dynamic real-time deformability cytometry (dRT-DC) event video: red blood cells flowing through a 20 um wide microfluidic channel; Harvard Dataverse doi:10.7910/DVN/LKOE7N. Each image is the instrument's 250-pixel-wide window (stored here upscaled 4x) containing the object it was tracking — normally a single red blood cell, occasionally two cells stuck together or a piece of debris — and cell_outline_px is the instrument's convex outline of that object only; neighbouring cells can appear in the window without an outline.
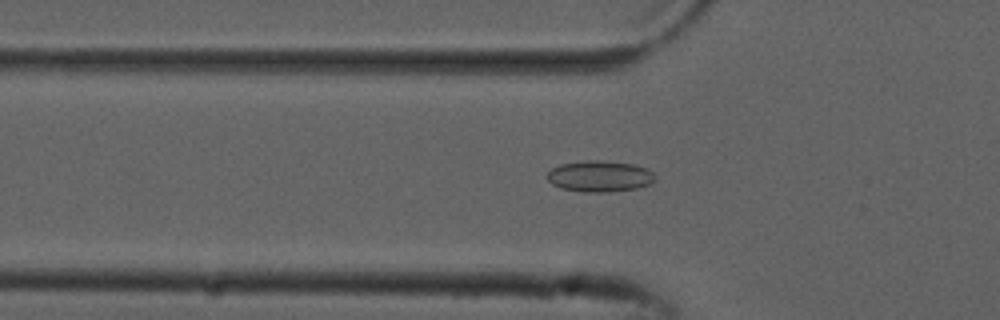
{"species": "common noctule bat (a hibernating species)", "species_latin": "Nyctalus noctula", "temperature_condition": "cold", "stored_images_in_passage": 39, "camera_frame_rate_fps": 3000, "um_per_image_px": 0.085, "animal": {"sex": "male", "forearm_length_mm": 52.5}, "frame": {"image": 1, "passage_image": 18, "time_ms": 5.667, "image_size_px": [1000, 320], "cell_outline_px": [[656, 180], [648, 184], [636, 188], [608, 192], [584, 192], [560, 188], [552, 184], [544, 176], [552, 168], [560, 164], [588, 160], [600, 160], [632, 164], [648, 168], [656, 176]], "centroid_in_image_um": [50.95, 14.98], "position_along_channel_um": 74.8, "area_um2": 19.71}}
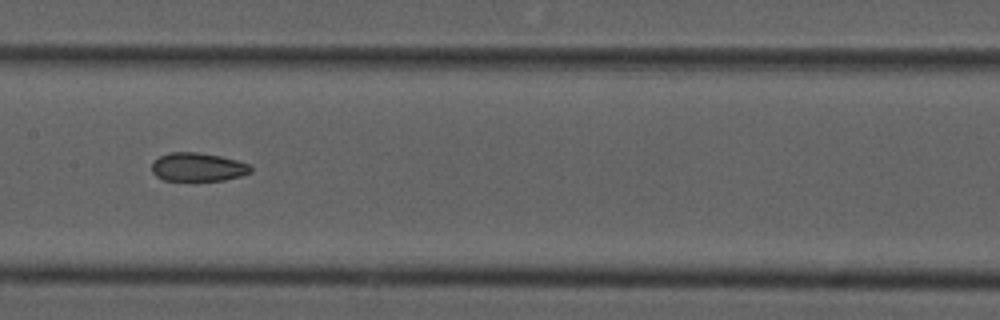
{"frame": {"image": 2, "passage_image": 27, "time_ms": 8.667, "image_size_px": [1000, 320], "cell_outline_px": [[252, 172], [240, 176], [224, 180], [164, 180], [156, 176], [152, 172], [152, 160], [168, 152], [196, 152], [220, 156], [236, 160], [248, 164], [252, 168]], "centroid_in_image_um": [16.79, 14.19], "position_along_channel_um": 190.6, "area_um2": 16.42}}
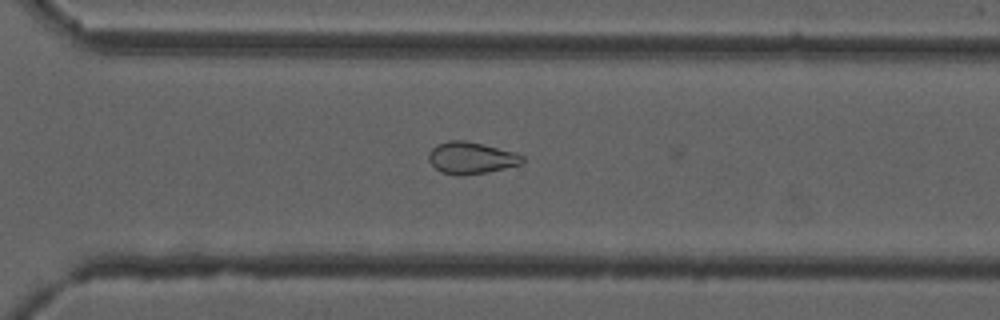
{"frame": {"image": 3, "passage_image": 38, "time_ms": 12.333, "image_size_px": [1000, 320], "cell_outline_px": [[524, 160], [520, 164], [504, 168], [484, 172], [460, 176], [440, 172], [428, 160], [428, 152], [436, 144], [448, 140], [464, 140], [484, 144], [516, 152], [524, 156]], "centroid_in_image_um": [40.02, 13.4], "position_along_channel_um": 330.6, "area_um2": 17.46}}